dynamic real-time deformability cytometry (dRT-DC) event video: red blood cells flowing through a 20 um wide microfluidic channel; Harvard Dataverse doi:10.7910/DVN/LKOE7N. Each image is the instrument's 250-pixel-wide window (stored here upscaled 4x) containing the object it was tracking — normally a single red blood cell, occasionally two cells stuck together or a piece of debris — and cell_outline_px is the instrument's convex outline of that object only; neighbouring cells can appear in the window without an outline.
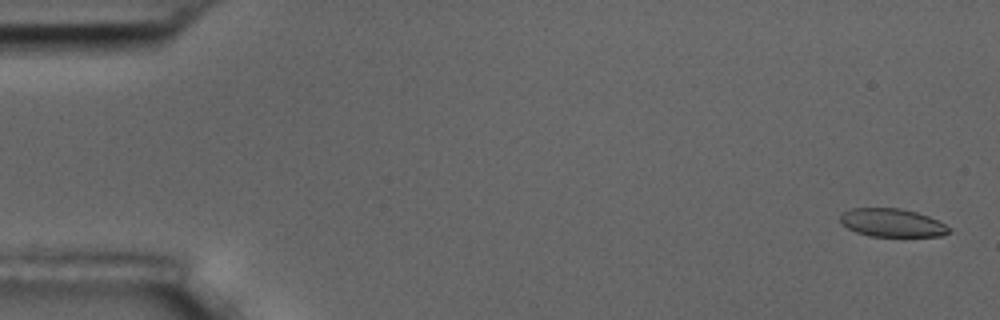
{"species": "common noctule bat (a hibernating species)", "species_latin": "Nyctalus noctula", "temperature_condition": "room temperature", "stored_images_in_passage": 6, "camera_frame_rate_fps": 3000, "um_per_image_px": 0.085, "animal": {"sex": "male", "body_mass_g": 17.5, "forearm_length_mm": 52.3}, "frame": {"image": 1, "passage_image": 1, "time_ms": 0.0, "image_size_px": [1000, 320], "cell_outline_px": [[948, 232], [940, 236], [868, 236], [856, 232], [840, 224], [840, 216], [844, 212], [852, 208], [900, 208], [916, 212], [928, 216], [944, 224], [948, 228]], "centroid_in_image_um": [75.76, 18.93], "position_along_channel_um": 9.2, "area_um2": 17.69}}
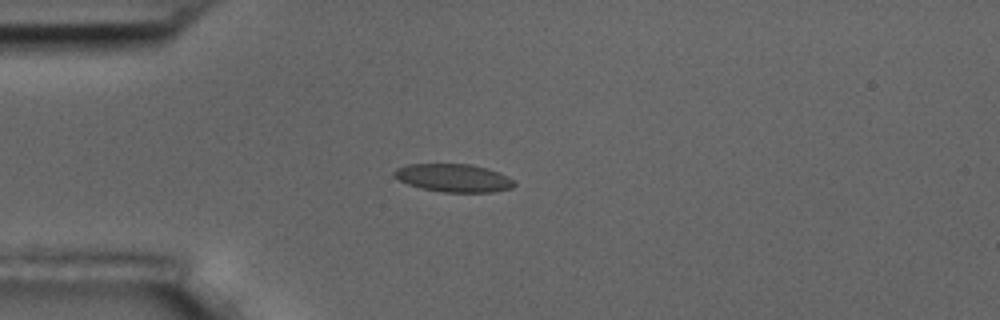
{"frame": {"image": 2, "passage_image": 4, "time_ms": 4.333, "image_size_px": [1000, 320], "cell_outline_px": [[516, 184], [512, 188], [492, 192], [444, 192], [424, 188], [408, 184], [392, 176], [392, 172], [396, 168], [408, 164], [472, 164], [500, 172], [516, 180]], "centroid_in_image_um": [38.58, 15.11], "position_along_channel_um": 46.4, "area_um2": 19.71}}
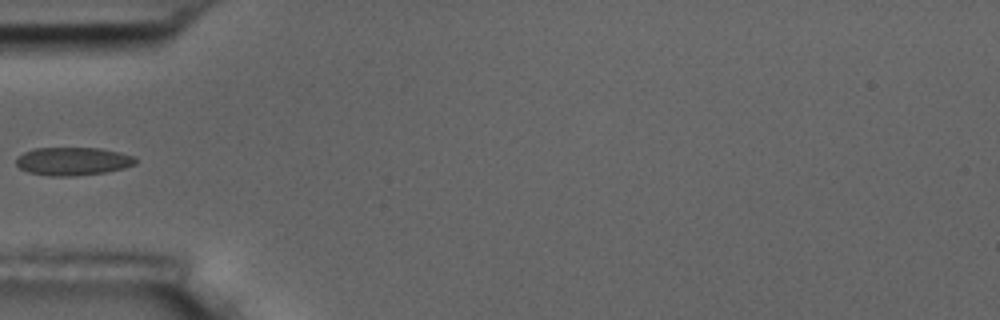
{"frame": {"image": 3, "passage_image": 5, "time_ms": 5.667, "image_size_px": [1000, 320], "cell_outline_px": [[136, 164], [124, 168], [104, 172], [72, 176], [52, 176], [28, 172], [20, 168], [16, 164], [16, 156], [32, 148], [100, 148], [120, 152], [136, 156]], "centroid_in_image_um": [6.19, 13.69], "position_along_channel_um": 78.8, "area_um2": 19.65}}